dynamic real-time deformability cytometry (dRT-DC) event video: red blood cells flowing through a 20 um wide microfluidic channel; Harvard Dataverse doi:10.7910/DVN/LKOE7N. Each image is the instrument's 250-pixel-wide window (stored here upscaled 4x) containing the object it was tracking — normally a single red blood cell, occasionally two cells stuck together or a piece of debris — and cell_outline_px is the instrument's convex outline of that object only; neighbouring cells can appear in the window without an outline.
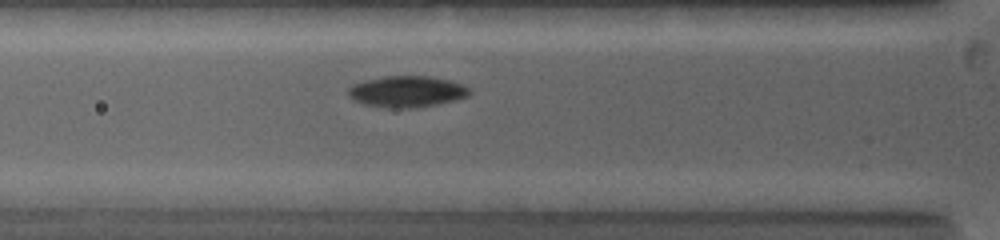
{"species": "common noctule bat (a hibernating species)", "species_latin": "Nyctalus noctula", "temperature_condition": "warm", "stored_images_in_passage": 15, "camera_frame_rate_fps": 5000, "um_per_image_px": 0.085, "animal": {"sex": "female", "body_mass_g": 19.0, "forearm_length_mm": 53.3}, "frame": {"image": 1, "passage_image": 7, "time_ms": 2.0, "image_size_px": [1000, 240], "cell_outline_px": [[472, 92], [468, 96], [436, 104], [416, 108], [388, 108], [364, 104], [348, 96], [348, 88], [356, 84], [368, 80], [384, 76], [428, 76], [448, 80], [472, 88]], "centroid_in_image_um": [34.61, 7.79], "position_along_channel_um": 91.2, "area_um2": 21.85}}
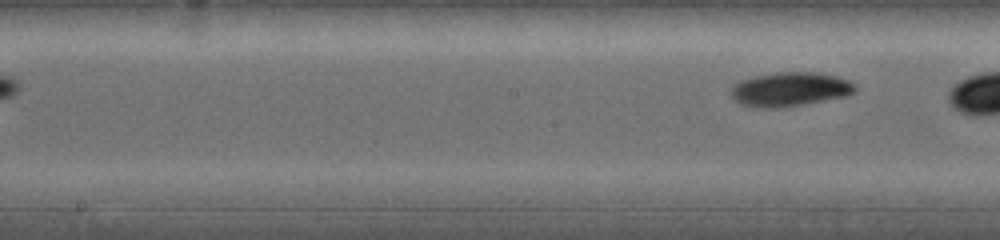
{"frame": {"image": 2, "passage_image": 15, "time_ms": 6.0, "image_size_px": [1000, 240], "cell_outline_px": [[856, 92], [848, 96], [804, 104], [776, 108], [752, 108], [740, 104], [732, 96], [732, 88], [740, 80], [756, 76], [776, 72], [816, 72], [836, 76], [848, 80], [856, 84]], "centroid_in_image_um": [67.18, 7.59], "position_along_channel_um": 181.0, "area_um2": 24.8}}